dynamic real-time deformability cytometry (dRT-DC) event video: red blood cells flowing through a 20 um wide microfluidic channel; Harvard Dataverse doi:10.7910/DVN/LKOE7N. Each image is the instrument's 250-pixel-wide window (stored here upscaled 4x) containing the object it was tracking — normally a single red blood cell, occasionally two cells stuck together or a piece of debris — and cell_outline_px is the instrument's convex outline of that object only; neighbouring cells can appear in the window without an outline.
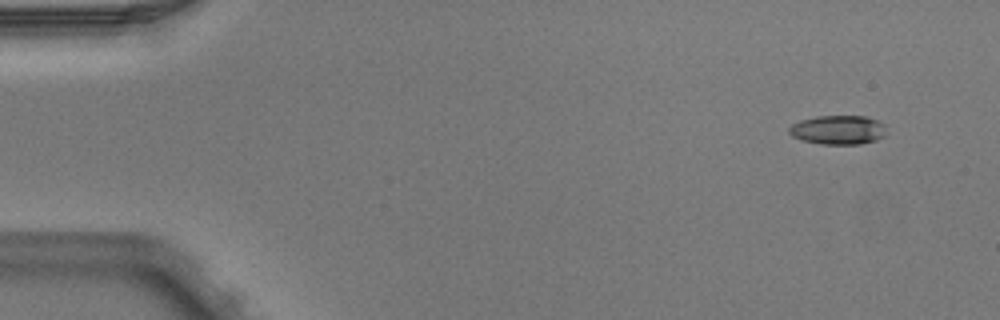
{"species": "Egyptian fruit bat (a non-hibernating species)", "species_latin": "Rousettus aegyptiacus", "temperature_condition": "warm", "stored_images_in_passage": 2, "camera_frame_rate_fps": 3000, "um_per_image_px": 0.085, "animal": {"sex": "male"}, "frame": {"image": 1, "passage_image": 1, "time_ms": 0.0, "image_size_px": [1000, 320], "cell_outline_px": [[884, 136], [876, 140], [860, 144], [820, 144], [800, 140], [792, 136], [788, 132], [788, 128], [792, 124], [800, 120], [816, 116], [864, 116], [880, 120], [884, 124]], "centroid_in_image_um": [71.21, 11.04], "position_along_channel_um": 13.8, "area_um2": 16.65}}